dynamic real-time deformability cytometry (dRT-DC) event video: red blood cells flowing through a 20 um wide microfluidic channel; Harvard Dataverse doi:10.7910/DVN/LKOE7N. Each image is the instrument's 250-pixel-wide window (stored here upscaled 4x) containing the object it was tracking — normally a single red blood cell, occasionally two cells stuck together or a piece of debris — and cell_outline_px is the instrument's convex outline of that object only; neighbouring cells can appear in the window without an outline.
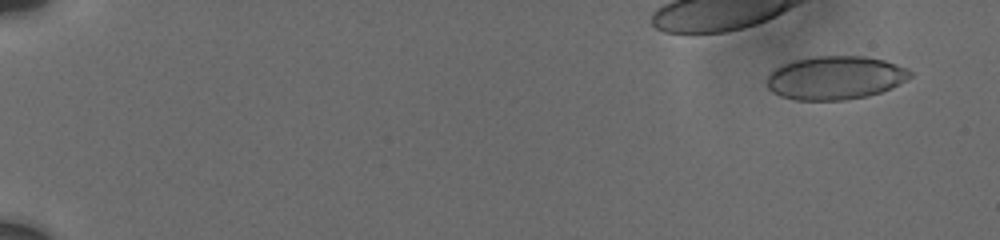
{"species": "human", "species_latin": "Homo sapiens", "temperature_condition": "cold", "stored_images_in_passage": 94, "camera_frame_rate_fps": 3000, "um_per_image_px": 0.085, "donor": {"sex": "male"}, "frame": {"image": 1, "passage_image": 7, "time_ms": 1.0, "image_size_px": [1000, 240], "cell_outline_px": [[912, 76], [900, 84], [892, 88], [868, 96], [844, 100], [796, 100], [780, 96], [772, 92], [768, 88], [764, 80], [776, 68], [784, 64], [796, 60], [816, 56], [864, 56], [884, 60], [908, 68], [912, 72]], "centroid_in_image_um": [71.01, 6.62], "position_along_channel_um": 14.0, "area_um2": 36.41}}
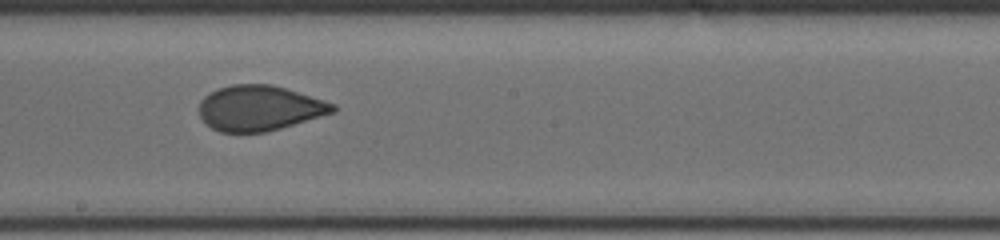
{"frame": {"image": 2, "passage_image": 56, "time_ms": 11.333, "image_size_px": [1000, 240], "cell_outline_px": [[336, 112], [280, 128], [264, 132], [220, 132], [212, 128], [200, 116], [200, 100], [204, 96], [220, 88], [232, 84], [272, 84], [324, 100], [336, 104]], "centroid_in_image_um": [22.07, 9.18], "position_along_channel_um": 226.1, "area_um2": 35.03}}
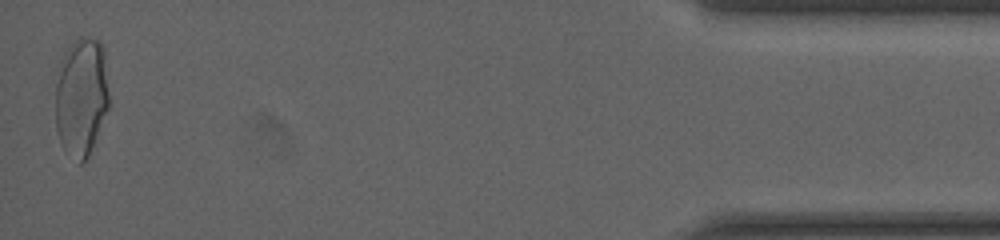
{"frame": {"image": 3, "passage_image": 93, "time_ms": 18.667, "image_size_px": [1000, 240], "cell_outline_px": [[108, 108], [88, 156], [80, 164], [60, 140], [56, 128], [56, 68], [64, 52], [80, 36], [100, 40], [104, 44], [108, 96]], "centroid_in_image_um": [6.91, 8.12], "position_along_channel_um": 428.3, "area_um2": 36.88}, "authors_computed_cell_mechanics": {"area_um2": 36.1828, "velocity_mm_per_s": 3.7514, "shape_relaxation_time_tau1_ms": null, "shape_relaxation_time_tau2_ms": 0.6036, "deformation_change_tau1": null, "deformation_change_tau2": 0.0475}}